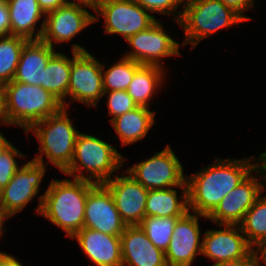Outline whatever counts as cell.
<instances>
[{"instance_id":"6da1fadb","label":"cell","mask_w":266,"mask_h":266,"mask_svg":"<svg viewBox=\"0 0 266 266\" xmlns=\"http://www.w3.org/2000/svg\"><path fill=\"white\" fill-rule=\"evenodd\" d=\"M197 173L186 175L189 211L208 216L259 164L255 156L216 158Z\"/></svg>"},{"instance_id":"7a4b0ae2","label":"cell","mask_w":266,"mask_h":266,"mask_svg":"<svg viewBox=\"0 0 266 266\" xmlns=\"http://www.w3.org/2000/svg\"><path fill=\"white\" fill-rule=\"evenodd\" d=\"M97 183L77 178L51 179L43 194L39 216L59 227L69 238L84 228L89 191Z\"/></svg>"},{"instance_id":"3957f363","label":"cell","mask_w":266,"mask_h":266,"mask_svg":"<svg viewBox=\"0 0 266 266\" xmlns=\"http://www.w3.org/2000/svg\"><path fill=\"white\" fill-rule=\"evenodd\" d=\"M116 146L92 134L79 132L70 165L62 172L71 178L104 183L126 163ZM88 174H86L85 172Z\"/></svg>"},{"instance_id":"277c9868","label":"cell","mask_w":266,"mask_h":266,"mask_svg":"<svg viewBox=\"0 0 266 266\" xmlns=\"http://www.w3.org/2000/svg\"><path fill=\"white\" fill-rule=\"evenodd\" d=\"M68 108L33 124L24 134L32 131L39 142L38 153L32 159L47 166L49 163L62 173L71 163L78 133ZM46 157V161L44 162Z\"/></svg>"},{"instance_id":"5b68a950","label":"cell","mask_w":266,"mask_h":266,"mask_svg":"<svg viewBox=\"0 0 266 266\" xmlns=\"http://www.w3.org/2000/svg\"><path fill=\"white\" fill-rule=\"evenodd\" d=\"M3 90L8 126H18L24 133L63 108L62 102L41 86L12 80L3 85Z\"/></svg>"},{"instance_id":"8992f818","label":"cell","mask_w":266,"mask_h":266,"mask_svg":"<svg viewBox=\"0 0 266 266\" xmlns=\"http://www.w3.org/2000/svg\"><path fill=\"white\" fill-rule=\"evenodd\" d=\"M246 22L220 0H184L179 27L184 32L182 47L191 44V51L205 38L232 25Z\"/></svg>"},{"instance_id":"52a82bcc","label":"cell","mask_w":266,"mask_h":266,"mask_svg":"<svg viewBox=\"0 0 266 266\" xmlns=\"http://www.w3.org/2000/svg\"><path fill=\"white\" fill-rule=\"evenodd\" d=\"M72 63L69 77L67 108L77 101L91 108L98 107L104 90L102 62L90 54L82 45L71 43ZM69 101V102H68ZM70 103V104H69Z\"/></svg>"},{"instance_id":"ba28073f","label":"cell","mask_w":266,"mask_h":266,"mask_svg":"<svg viewBox=\"0 0 266 266\" xmlns=\"http://www.w3.org/2000/svg\"><path fill=\"white\" fill-rule=\"evenodd\" d=\"M47 167L30 159L22 163L10 182L1 189L2 214L7 219L20 214L30 202H34L37 196L38 205L34 211L39 216L43 194L38 195V192L42 188L40 185L43 177L49 169Z\"/></svg>"},{"instance_id":"9c48e42d","label":"cell","mask_w":266,"mask_h":266,"mask_svg":"<svg viewBox=\"0 0 266 266\" xmlns=\"http://www.w3.org/2000/svg\"><path fill=\"white\" fill-rule=\"evenodd\" d=\"M125 171L148 190L174 188L186 182L182 162L170 144Z\"/></svg>"},{"instance_id":"30bf717a","label":"cell","mask_w":266,"mask_h":266,"mask_svg":"<svg viewBox=\"0 0 266 266\" xmlns=\"http://www.w3.org/2000/svg\"><path fill=\"white\" fill-rule=\"evenodd\" d=\"M264 183H266V170L260 163L238 186L222 199L207 216V220H211L215 225H239L246 212L266 189V184Z\"/></svg>"},{"instance_id":"8fae6325","label":"cell","mask_w":266,"mask_h":266,"mask_svg":"<svg viewBox=\"0 0 266 266\" xmlns=\"http://www.w3.org/2000/svg\"><path fill=\"white\" fill-rule=\"evenodd\" d=\"M94 22L103 17L104 33L120 35L125 41L148 29L158 18L134 0H116L101 4L94 11Z\"/></svg>"},{"instance_id":"7c38bea8","label":"cell","mask_w":266,"mask_h":266,"mask_svg":"<svg viewBox=\"0 0 266 266\" xmlns=\"http://www.w3.org/2000/svg\"><path fill=\"white\" fill-rule=\"evenodd\" d=\"M87 8L90 9L85 1L70 0L60 8L45 14L40 40L52 48L71 42L75 36L95 23L94 14Z\"/></svg>"},{"instance_id":"4fadbf2b","label":"cell","mask_w":266,"mask_h":266,"mask_svg":"<svg viewBox=\"0 0 266 266\" xmlns=\"http://www.w3.org/2000/svg\"><path fill=\"white\" fill-rule=\"evenodd\" d=\"M168 33L164 23L158 19L148 29L138 32L125 41L132 49L122 56L141 65H156L165 68L166 65H163L165 58L183 55L179 50L180 43Z\"/></svg>"},{"instance_id":"5bb4252c","label":"cell","mask_w":266,"mask_h":266,"mask_svg":"<svg viewBox=\"0 0 266 266\" xmlns=\"http://www.w3.org/2000/svg\"><path fill=\"white\" fill-rule=\"evenodd\" d=\"M220 227V228H219ZM203 233L202 256L216 264L241 258H258L239 225L217 224Z\"/></svg>"},{"instance_id":"9a60e30c","label":"cell","mask_w":266,"mask_h":266,"mask_svg":"<svg viewBox=\"0 0 266 266\" xmlns=\"http://www.w3.org/2000/svg\"><path fill=\"white\" fill-rule=\"evenodd\" d=\"M207 216L188 211L177 220L165 258L168 266H192L202 254L200 219Z\"/></svg>"},{"instance_id":"2e32d148","label":"cell","mask_w":266,"mask_h":266,"mask_svg":"<svg viewBox=\"0 0 266 266\" xmlns=\"http://www.w3.org/2000/svg\"><path fill=\"white\" fill-rule=\"evenodd\" d=\"M111 192L116 209L126 225H139L145 218L148 189L138 183L130 174H115L103 183Z\"/></svg>"},{"instance_id":"e0dca14e","label":"cell","mask_w":266,"mask_h":266,"mask_svg":"<svg viewBox=\"0 0 266 266\" xmlns=\"http://www.w3.org/2000/svg\"><path fill=\"white\" fill-rule=\"evenodd\" d=\"M126 227L109 189L103 183L96 184L87 195L84 228L120 237Z\"/></svg>"},{"instance_id":"ac0fdd59","label":"cell","mask_w":266,"mask_h":266,"mask_svg":"<svg viewBox=\"0 0 266 266\" xmlns=\"http://www.w3.org/2000/svg\"><path fill=\"white\" fill-rule=\"evenodd\" d=\"M120 240L122 266H168L165 252L153 245L139 225H127Z\"/></svg>"},{"instance_id":"d6986e66","label":"cell","mask_w":266,"mask_h":266,"mask_svg":"<svg viewBox=\"0 0 266 266\" xmlns=\"http://www.w3.org/2000/svg\"><path fill=\"white\" fill-rule=\"evenodd\" d=\"M95 266H122L121 240L94 229L83 228L72 238Z\"/></svg>"},{"instance_id":"ffe728a7","label":"cell","mask_w":266,"mask_h":266,"mask_svg":"<svg viewBox=\"0 0 266 266\" xmlns=\"http://www.w3.org/2000/svg\"><path fill=\"white\" fill-rule=\"evenodd\" d=\"M5 1L10 16V35L21 36L27 40H40L44 29L45 13L39 7L37 0Z\"/></svg>"},{"instance_id":"44dd1931","label":"cell","mask_w":266,"mask_h":266,"mask_svg":"<svg viewBox=\"0 0 266 266\" xmlns=\"http://www.w3.org/2000/svg\"><path fill=\"white\" fill-rule=\"evenodd\" d=\"M57 52L41 40H29L23 47L13 80L29 85L43 83V70Z\"/></svg>"},{"instance_id":"7402d4cb","label":"cell","mask_w":266,"mask_h":266,"mask_svg":"<svg viewBox=\"0 0 266 266\" xmlns=\"http://www.w3.org/2000/svg\"><path fill=\"white\" fill-rule=\"evenodd\" d=\"M155 114L156 111L150 108L138 106L112 119L110 124L118 135L122 147L144 139L156 123Z\"/></svg>"},{"instance_id":"603a6c76","label":"cell","mask_w":266,"mask_h":266,"mask_svg":"<svg viewBox=\"0 0 266 266\" xmlns=\"http://www.w3.org/2000/svg\"><path fill=\"white\" fill-rule=\"evenodd\" d=\"M178 188L181 195L178 196ZM189 211L187 183L168 189H155L148 191L145 206L146 216L182 217Z\"/></svg>"},{"instance_id":"cb8c5ba5","label":"cell","mask_w":266,"mask_h":266,"mask_svg":"<svg viewBox=\"0 0 266 266\" xmlns=\"http://www.w3.org/2000/svg\"><path fill=\"white\" fill-rule=\"evenodd\" d=\"M166 69L156 65H141L135 71L126 91L137 106L151 107V98L162 90L161 87L165 83Z\"/></svg>"},{"instance_id":"d4e9b609","label":"cell","mask_w":266,"mask_h":266,"mask_svg":"<svg viewBox=\"0 0 266 266\" xmlns=\"http://www.w3.org/2000/svg\"><path fill=\"white\" fill-rule=\"evenodd\" d=\"M62 52H56L43 70V83L40 86L51 92L67 108L69 77L72 57Z\"/></svg>"},{"instance_id":"484cf974","label":"cell","mask_w":266,"mask_h":266,"mask_svg":"<svg viewBox=\"0 0 266 266\" xmlns=\"http://www.w3.org/2000/svg\"><path fill=\"white\" fill-rule=\"evenodd\" d=\"M239 226L254 250L266 241V189L246 212Z\"/></svg>"},{"instance_id":"4316f807","label":"cell","mask_w":266,"mask_h":266,"mask_svg":"<svg viewBox=\"0 0 266 266\" xmlns=\"http://www.w3.org/2000/svg\"><path fill=\"white\" fill-rule=\"evenodd\" d=\"M102 62V82L104 92L125 91L133 79L135 71L141 66L127 57H120L110 67ZM107 67V68H106Z\"/></svg>"},{"instance_id":"83f0119b","label":"cell","mask_w":266,"mask_h":266,"mask_svg":"<svg viewBox=\"0 0 266 266\" xmlns=\"http://www.w3.org/2000/svg\"><path fill=\"white\" fill-rule=\"evenodd\" d=\"M28 41L21 36H0V84L13 80L21 51Z\"/></svg>"},{"instance_id":"f1b7e54d","label":"cell","mask_w":266,"mask_h":266,"mask_svg":"<svg viewBox=\"0 0 266 266\" xmlns=\"http://www.w3.org/2000/svg\"><path fill=\"white\" fill-rule=\"evenodd\" d=\"M180 217L146 216L139 226L157 248L165 252L169 246L174 227Z\"/></svg>"},{"instance_id":"f546056e","label":"cell","mask_w":266,"mask_h":266,"mask_svg":"<svg viewBox=\"0 0 266 266\" xmlns=\"http://www.w3.org/2000/svg\"><path fill=\"white\" fill-rule=\"evenodd\" d=\"M28 155L22 153L12 142L0 152V190L3 189L21 167L16 159H25Z\"/></svg>"},{"instance_id":"4dcf8cb0","label":"cell","mask_w":266,"mask_h":266,"mask_svg":"<svg viewBox=\"0 0 266 266\" xmlns=\"http://www.w3.org/2000/svg\"><path fill=\"white\" fill-rule=\"evenodd\" d=\"M151 14L173 16V21L179 25L183 11L184 0H134ZM181 6V7H180ZM179 8V9H178Z\"/></svg>"},{"instance_id":"1f68e13d","label":"cell","mask_w":266,"mask_h":266,"mask_svg":"<svg viewBox=\"0 0 266 266\" xmlns=\"http://www.w3.org/2000/svg\"><path fill=\"white\" fill-rule=\"evenodd\" d=\"M105 95L107 96V103H105L108 107L107 112L111 116L110 121L138 107L126 90L104 92L103 97Z\"/></svg>"},{"instance_id":"d6a6232c","label":"cell","mask_w":266,"mask_h":266,"mask_svg":"<svg viewBox=\"0 0 266 266\" xmlns=\"http://www.w3.org/2000/svg\"><path fill=\"white\" fill-rule=\"evenodd\" d=\"M227 7L232 8L235 12H237L246 22L251 21L252 17L247 16L245 11L254 10L255 8V0H220Z\"/></svg>"},{"instance_id":"836d02e7","label":"cell","mask_w":266,"mask_h":266,"mask_svg":"<svg viewBox=\"0 0 266 266\" xmlns=\"http://www.w3.org/2000/svg\"><path fill=\"white\" fill-rule=\"evenodd\" d=\"M2 35H10V16L5 0H0V36Z\"/></svg>"},{"instance_id":"e575fe53","label":"cell","mask_w":266,"mask_h":266,"mask_svg":"<svg viewBox=\"0 0 266 266\" xmlns=\"http://www.w3.org/2000/svg\"><path fill=\"white\" fill-rule=\"evenodd\" d=\"M258 258H241L225 262L211 264V266H260Z\"/></svg>"},{"instance_id":"d590c367","label":"cell","mask_w":266,"mask_h":266,"mask_svg":"<svg viewBox=\"0 0 266 266\" xmlns=\"http://www.w3.org/2000/svg\"><path fill=\"white\" fill-rule=\"evenodd\" d=\"M69 1L70 0H37L39 7L45 14L60 8Z\"/></svg>"},{"instance_id":"8d00e7d4","label":"cell","mask_w":266,"mask_h":266,"mask_svg":"<svg viewBox=\"0 0 266 266\" xmlns=\"http://www.w3.org/2000/svg\"><path fill=\"white\" fill-rule=\"evenodd\" d=\"M0 266H25L17 257L4 251L0 252Z\"/></svg>"},{"instance_id":"74e56055","label":"cell","mask_w":266,"mask_h":266,"mask_svg":"<svg viewBox=\"0 0 266 266\" xmlns=\"http://www.w3.org/2000/svg\"><path fill=\"white\" fill-rule=\"evenodd\" d=\"M0 125H8L7 116L5 112L4 90L2 84H0Z\"/></svg>"},{"instance_id":"f35d334b","label":"cell","mask_w":266,"mask_h":266,"mask_svg":"<svg viewBox=\"0 0 266 266\" xmlns=\"http://www.w3.org/2000/svg\"><path fill=\"white\" fill-rule=\"evenodd\" d=\"M259 265L266 266V241L256 249ZM262 263V264H261Z\"/></svg>"},{"instance_id":"ab89813d","label":"cell","mask_w":266,"mask_h":266,"mask_svg":"<svg viewBox=\"0 0 266 266\" xmlns=\"http://www.w3.org/2000/svg\"><path fill=\"white\" fill-rule=\"evenodd\" d=\"M109 1H116V0H85V2L89 5L91 8V11H94L96 8H98L101 4L109 2Z\"/></svg>"},{"instance_id":"60d3db41","label":"cell","mask_w":266,"mask_h":266,"mask_svg":"<svg viewBox=\"0 0 266 266\" xmlns=\"http://www.w3.org/2000/svg\"><path fill=\"white\" fill-rule=\"evenodd\" d=\"M11 141L7 140L5 135L0 132V152L10 143Z\"/></svg>"},{"instance_id":"b9f144b4","label":"cell","mask_w":266,"mask_h":266,"mask_svg":"<svg viewBox=\"0 0 266 266\" xmlns=\"http://www.w3.org/2000/svg\"><path fill=\"white\" fill-rule=\"evenodd\" d=\"M260 163L264 166L266 170V150L260 153Z\"/></svg>"},{"instance_id":"7bdbcfd3","label":"cell","mask_w":266,"mask_h":266,"mask_svg":"<svg viewBox=\"0 0 266 266\" xmlns=\"http://www.w3.org/2000/svg\"><path fill=\"white\" fill-rule=\"evenodd\" d=\"M5 223H7V221H0V239H1V236L3 237L4 235L3 233L6 232Z\"/></svg>"},{"instance_id":"ee69618b","label":"cell","mask_w":266,"mask_h":266,"mask_svg":"<svg viewBox=\"0 0 266 266\" xmlns=\"http://www.w3.org/2000/svg\"><path fill=\"white\" fill-rule=\"evenodd\" d=\"M8 219L0 212V221H7Z\"/></svg>"},{"instance_id":"f6af8a7d","label":"cell","mask_w":266,"mask_h":266,"mask_svg":"<svg viewBox=\"0 0 266 266\" xmlns=\"http://www.w3.org/2000/svg\"><path fill=\"white\" fill-rule=\"evenodd\" d=\"M0 212L2 213L1 190H0Z\"/></svg>"}]
</instances>
